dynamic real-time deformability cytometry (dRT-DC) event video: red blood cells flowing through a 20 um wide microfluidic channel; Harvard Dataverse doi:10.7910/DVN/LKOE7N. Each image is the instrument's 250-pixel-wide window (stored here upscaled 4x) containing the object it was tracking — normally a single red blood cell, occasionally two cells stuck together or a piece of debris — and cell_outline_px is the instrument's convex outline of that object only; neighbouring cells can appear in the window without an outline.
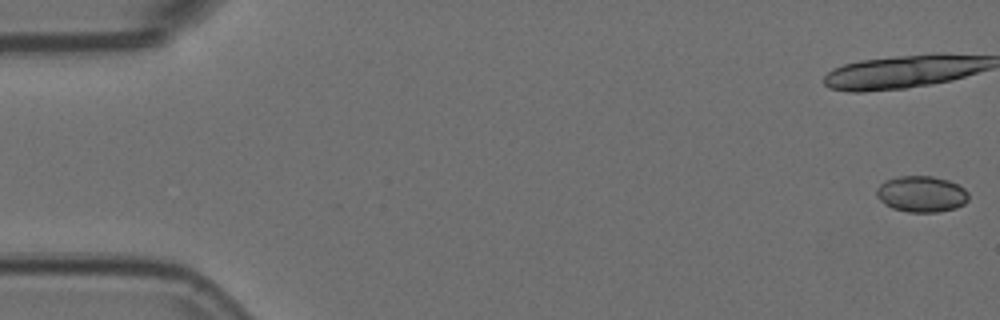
{"species": "Egyptian fruit bat (a non-hibernating species)", "species_latin": "Rousettus aegyptiacus", "temperature_condition": "room temperature", "stored_images_in_passage": 8, "camera_frame_rate_fps": 3000, "um_per_image_px": 0.085, "animal": {"sex": "female"}, "frame": {"image": 1, "passage_image": 1, "time_ms": 0.0, "image_size_px": [1000, 320], "cell_outline_px": [[968, 200], [964, 204], [956, 208], [936, 212], [908, 212], [892, 208], [884, 204], [876, 196], [876, 188], [884, 180], [900, 176], [932, 176], [948, 180], [964, 188], [968, 192]], "centroid_in_image_um": [78.3, 16.49], "position_along_channel_um": 6.7, "area_um2": 19.48}}